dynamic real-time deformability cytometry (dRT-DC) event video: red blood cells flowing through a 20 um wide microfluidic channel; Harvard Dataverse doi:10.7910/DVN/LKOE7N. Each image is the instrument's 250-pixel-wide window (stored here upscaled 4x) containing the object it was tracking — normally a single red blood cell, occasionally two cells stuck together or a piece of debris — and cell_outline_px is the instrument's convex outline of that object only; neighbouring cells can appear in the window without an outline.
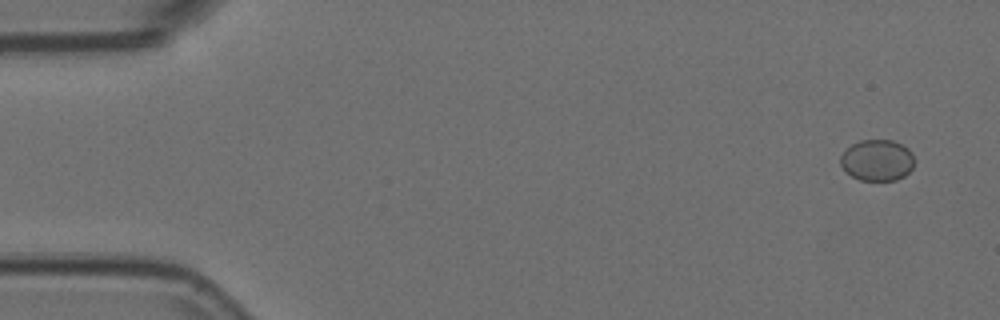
{"species": "Egyptian fruit bat (a non-hibernating species)", "species_latin": "Rousettus aegyptiacus", "temperature_condition": "room temperature", "stored_images_in_passage": 6, "camera_frame_rate_fps": 3000, "um_per_image_px": 0.085, "animal": {"sex": "female"}, "frame": {"image": 1, "passage_image": 1, "time_ms": 0.0, "image_size_px": [1000, 320], "cell_outline_px": [[912, 168], [904, 176], [896, 180], [860, 180], [852, 176], [840, 164], [840, 156], [852, 144], [860, 140], [892, 140], [908, 148], [912, 152]], "centroid_in_image_um": [74.55, 13.61], "position_along_channel_um": 10.4, "area_um2": 17.51}}
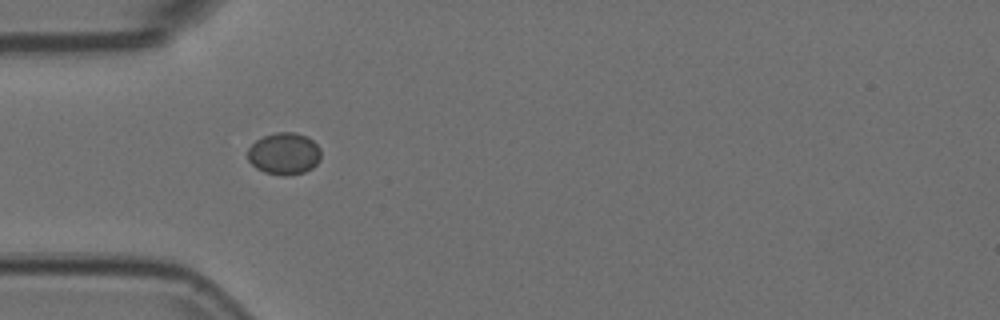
{"frame": {"image": 2, "passage_image": 5, "time_ms": 1.333, "image_size_px": [1000, 320], "cell_outline_px": [[320, 160], [312, 168], [304, 172], [288, 176], [284, 176], [264, 172], [256, 168], [248, 160], [248, 148], [256, 140], [264, 136], [276, 132], [296, 132], [308, 136], [320, 148]], "centroid_in_image_um": [24.16, 13.06], "position_along_channel_um": 60.8, "area_um2": 18.03}}
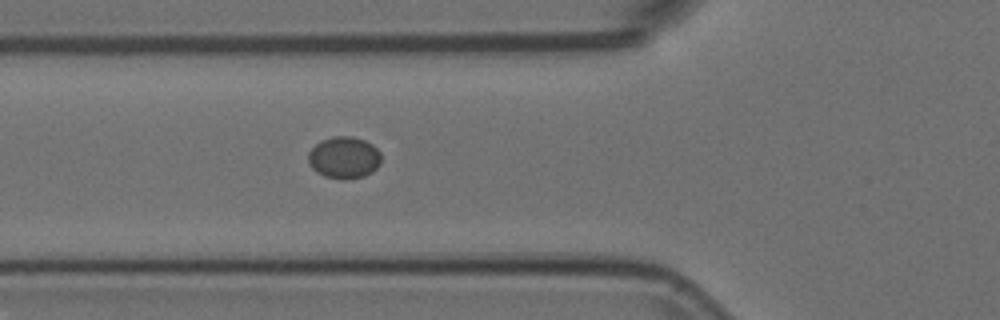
{"frame": {"image": 3, "passage_image": 6, "time_ms": 1.667, "image_size_px": [1000, 320], "cell_outline_px": [[380, 164], [372, 172], [364, 176], [344, 180], [324, 176], [316, 172], [312, 168], [308, 160], [308, 152], [320, 140], [332, 136], [352, 136], [364, 140], [372, 144], [380, 152]], "centroid_in_image_um": [29.23, 13.39], "position_along_channel_um": 96.6, "area_um2": 17.92}}